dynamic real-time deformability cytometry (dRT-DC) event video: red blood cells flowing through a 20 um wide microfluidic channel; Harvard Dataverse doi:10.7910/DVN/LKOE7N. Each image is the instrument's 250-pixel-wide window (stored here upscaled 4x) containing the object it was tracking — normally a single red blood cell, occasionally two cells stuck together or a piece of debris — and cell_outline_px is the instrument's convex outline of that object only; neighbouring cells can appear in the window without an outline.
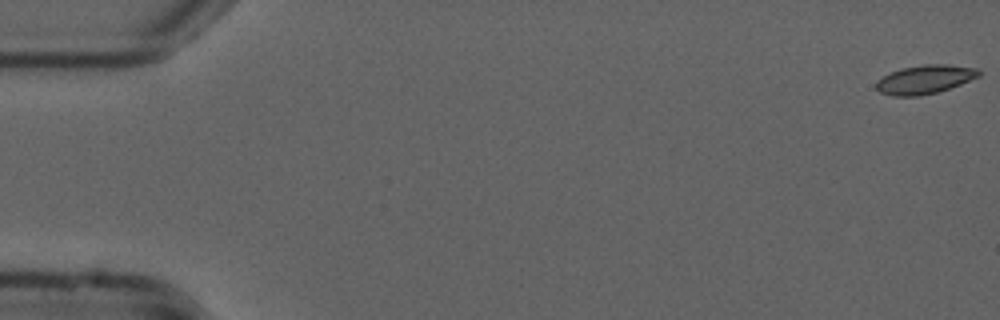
{"species": "common noctule bat (a hibernating species)", "species_latin": "Nyctalus noctula", "temperature_condition": "cold", "stored_images_in_passage": 55, "camera_frame_rate_fps": 3000, "um_per_image_px": 0.085, "animal": {"sex": "male", "forearm_length_mm": 52.5}, "frame": {"image": 1, "passage_image": 1, "time_ms": 0.0, "image_size_px": [1000, 320], "cell_outline_px": [[980, 76], [960, 84], [936, 92], [920, 96], [892, 96], [880, 92], [876, 88], [876, 80], [900, 68], [924, 64], [948, 64], [980, 68]], "centroid_in_image_um": [78.62, 6.74], "position_along_channel_um": 6.4, "area_um2": 17.22}}
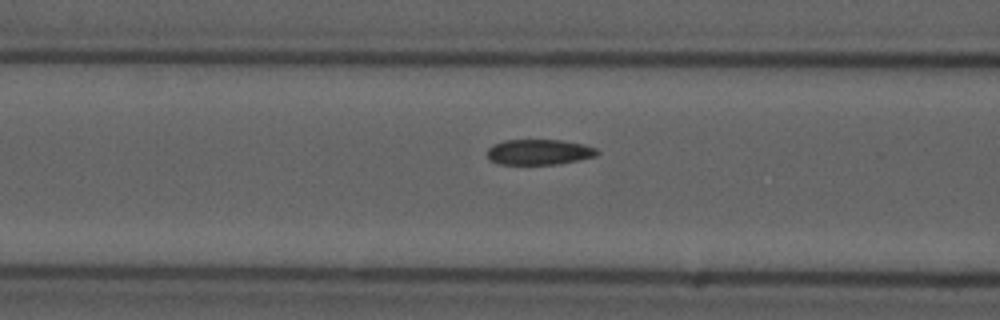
{"frame": {"image": 2, "passage_image": 22, "time_ms": 7.0, "image_size_px": [1000, 320], "cell_outline_px": [[600, 152], [596, 156], [560, 164], [496, 164], [488, 160], [488, 148], [504, 140], [560, 140], [584, 144], [596, 148]], "centroid_in_image_um": [45.83, 12.93], "position_along_channel_um": 120.8, "area_um2": 16.36}}
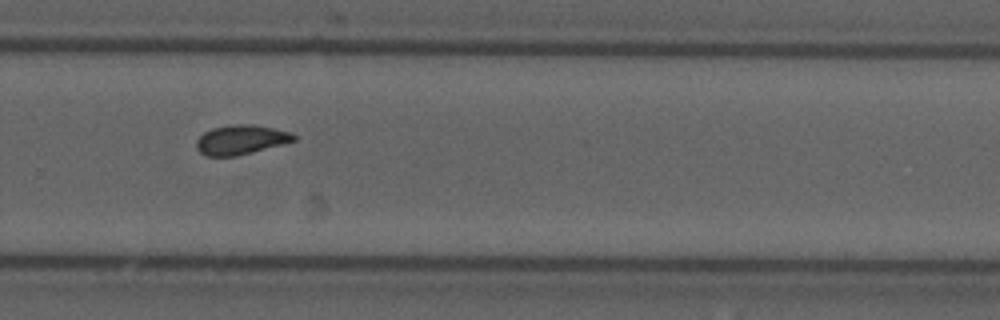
{"frame": {"image": 3, "passage_image": 37, "time_ms": 12.0, "image_size_px": [1000, 320], "cell_outline_px": [[296, 140], [252, 152], [236, 156], [208, 156], [200, 152], [196, 148], [196, 140], [204, 132], [212, 128], [236, 124], [252, 124], [292, 132], [296, 136]], "centroid_in_image_um": [20.46, 11.87], "position_along_channel_um": 309.3, "area_um2": 16.59}, "authors_computed_cell_mechanics": {"area_um2": 16.6464, "velocity_mm_per_s": 3.7837, "shape_relaxation_time_tau1_ms": null, "shape_relaxation_time_tau2_ms": 2.698, "deformation_change_tau1": null, "deformation_change_tau2": 0.0591}}